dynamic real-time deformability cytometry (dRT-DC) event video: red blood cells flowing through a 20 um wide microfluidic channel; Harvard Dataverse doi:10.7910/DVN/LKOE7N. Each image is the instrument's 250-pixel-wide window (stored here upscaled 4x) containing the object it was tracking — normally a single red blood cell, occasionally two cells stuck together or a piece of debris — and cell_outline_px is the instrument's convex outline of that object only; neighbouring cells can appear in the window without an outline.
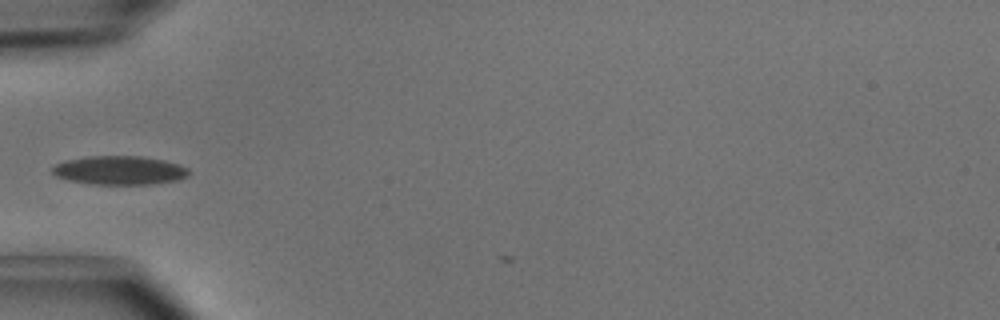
{"species": "common noctule bat (a hibernating species)", "species_latin": "Nyctalus noctula", "temperature_condition": "cold", "stored_images_in_passage": 4, "camera_frame_rate_fps": 3000, "um_per_image_px": 0.085, "animal": {"sex": "male", "body_mass_g": 15.6}, "frame": {"image": 1, "passage_image": 2, "time_ms": 0.333, "image_size_px": [1000, 320], "cell_outline_px": [[192, 172], [188, 176], [180, 180], [152, 184], [92, 184], [68, 180], [56, 176], [52, 172], [52, 168], [56, 164], [64, 160], [88, 156], [140, 156], [164, 160], [180, 164], [188, 168]], "centroid_in_image_um": [10.2, 14.47], "position_along_channel_um": 74.8, "area_um2": 23.12}}